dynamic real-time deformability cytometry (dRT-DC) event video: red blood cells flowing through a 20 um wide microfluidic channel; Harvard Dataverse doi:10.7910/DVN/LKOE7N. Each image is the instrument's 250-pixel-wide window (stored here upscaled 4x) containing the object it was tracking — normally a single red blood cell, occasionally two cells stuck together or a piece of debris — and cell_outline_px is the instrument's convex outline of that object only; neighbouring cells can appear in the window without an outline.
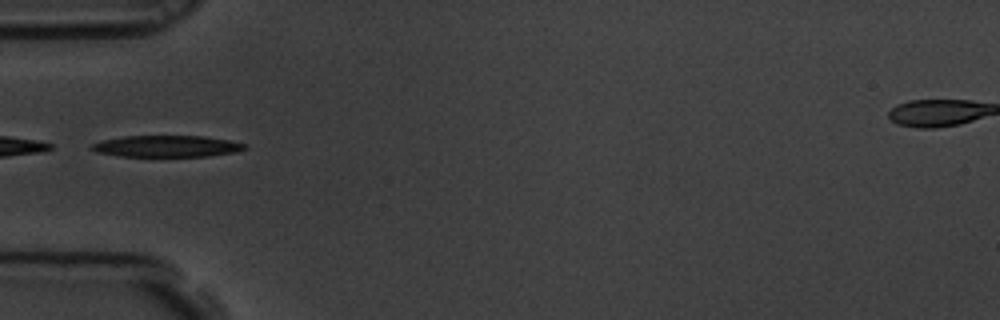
{"species": "common noctule bat (a hibernating species)", "species_latin": "Nyctalus noctula", "temperature_condition": "room temperature", "stored_images_in_passage": 11, "camera_frame_rate_fps": 3000, "um_per_image_px": 0.085, "animal": {"sex": "male", "body_mass_g": 19.5, "forearm_length_mm": 54.6}, "frame": {"image": 1, "passage_image": 1, "time_ms": 0.0, "image_size_px": [1000, 320], "cell_outline_px": [[248, 148], [236, 152], [208, 156], [120, 156], [96, 152], [88, 148], [92, 144], [100, 140], [124, 136], [204, 136], [228, 140], [248, 144]], "centroid_in_image_um": [14.17, 12.42], "position_along_channel_um": 70.8, "area_um2": 19.31}}
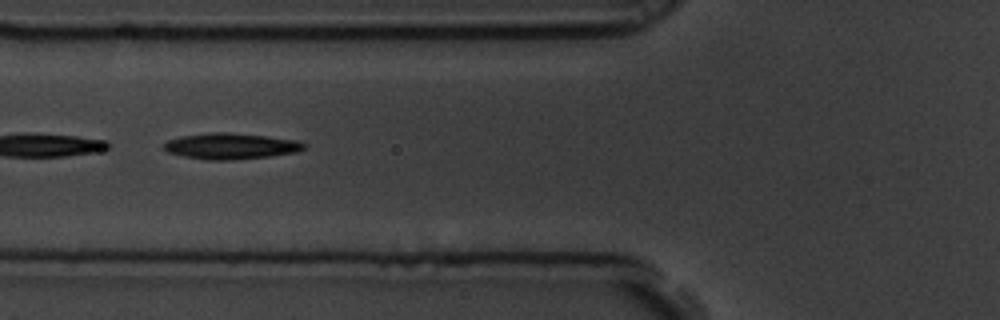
{"frame": {"image": 2, "passage_image": 2, "time_ms": 0.333, "image_size_px": [1000, 320], "cell_outline_px": [[308, 144], [304, 148], [296, 152], [268, 156], [228, 160], [208, 160], [184, 156], [168, 152], [164, 148], [164, 144], [168, 140], [180, 136], [212, 132], [228, 132], [264, 136], [296, 140]], "centroid_in_image_um": [19.61, 12.41], "position_along_channel_um": 106.2, "area_um2": 20.98}}